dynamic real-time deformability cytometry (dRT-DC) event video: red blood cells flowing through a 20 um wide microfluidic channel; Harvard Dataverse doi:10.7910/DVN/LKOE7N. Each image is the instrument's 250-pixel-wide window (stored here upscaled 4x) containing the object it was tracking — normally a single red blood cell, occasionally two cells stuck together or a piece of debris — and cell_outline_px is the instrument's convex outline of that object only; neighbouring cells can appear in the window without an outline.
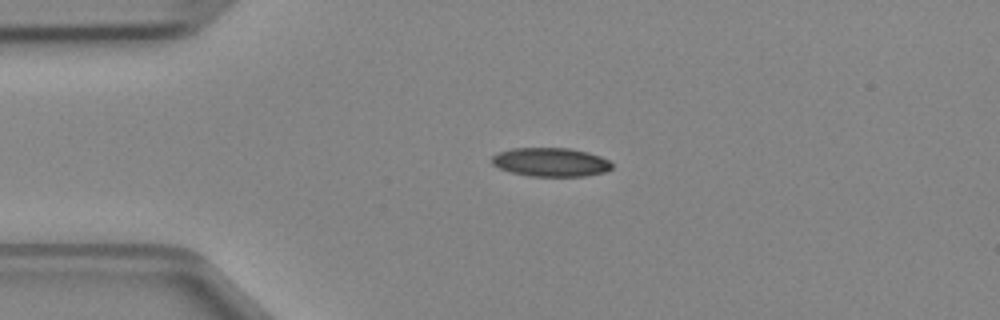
{"species": "Egyptian fruit bat (a non-hibernating species)", "species_latin": "Rousettus aegyptiacus", "temperature_condition": "cold", "stored_images_in_passage": 5, "camera_frame_rate_fps": 3000, "um_per_image_px": 0.085, "animal": {"sex": "female"}, "frame": {"image": 1, "passage_image": 3, "time_ms": 0.667, "image_size_px": [1000, 320], "cell_outline_px": [[612, 168], [604, 172], [584, 176], [528, 176], [512, 172], [500, 168], [492, 164], [492, 156], [496, 152], [512, 148], [568, 148], [588, 152], [600, 156], [608, 160], [612, 164]], "centroid_in_image_um": [46.79, 13.77], "position_along_channel_um": 38.2, "area_um2": 20.11}}